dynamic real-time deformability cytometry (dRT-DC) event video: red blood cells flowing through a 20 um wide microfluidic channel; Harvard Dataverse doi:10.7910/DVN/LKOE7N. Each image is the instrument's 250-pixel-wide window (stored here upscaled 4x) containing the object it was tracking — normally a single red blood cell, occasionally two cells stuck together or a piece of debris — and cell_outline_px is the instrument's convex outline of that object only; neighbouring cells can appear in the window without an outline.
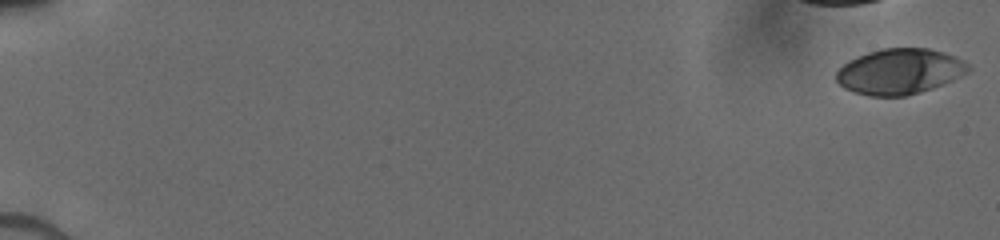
{"species": "human", "species_latin": "Homo sapiens", "temperature_condition": "cold", "stored_images_in_passage": 13, "camera_frame_rate_fps": 3000, "um_per_image_px": 0.085, "donor": {"sex": "male"}, "frame": {"image": 1, "passage_image": 1, "time_ms": 0.0, "image_size_px": [1000, 240], "cell_outline_px": [[972, 68], [968, 72], [952, 80], [932, 88], [920, 92], [904, 96], [868, 96], [852, 92], [844, 88], [836, 80], [836, 72], [848, 60], [868, 52], [880, 48], [928, 48], [944, 52], [968, 64]], "centroid_in_image_um": [76.44, 6.08], "position_along_channel_um": 8.6, "area_um2": 34.97}}